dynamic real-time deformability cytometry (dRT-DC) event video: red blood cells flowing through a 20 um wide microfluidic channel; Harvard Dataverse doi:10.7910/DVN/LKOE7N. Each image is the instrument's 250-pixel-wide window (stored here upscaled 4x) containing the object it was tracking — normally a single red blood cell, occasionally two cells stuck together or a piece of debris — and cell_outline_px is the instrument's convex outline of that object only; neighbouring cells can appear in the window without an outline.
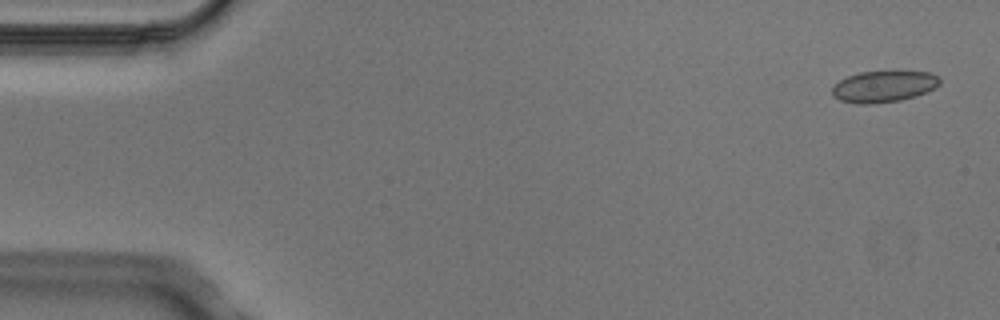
{"species": "Egyptian fruit bat (a non-hibernating species)", "species_latin": "Rousettus aegyptiacus", "temperature_condition": "cold", "stored_images_in_passage": 8, "camera_frame_rate_fps": 3000, "um_per_image_px": 0.085, "animal": {"sex": "male"}, "frame": {"image": 1, "passage_image": 1, "time_ms": 0.0, "image_size_px": [1000, 320], "cell_outline_px": [[940, 84], [916, 96], [900, 100], [872, 104], [856, 104], [840, 100], [832, 96], [832, 88], [840, 80], [848, 76], [860, 72], [928, 72], [936, 76], [940, 80]], "centroid_in_image_um": [75.06, 7.37], "position_along_channel_um": 9.9, "area_um2": 19.36}}
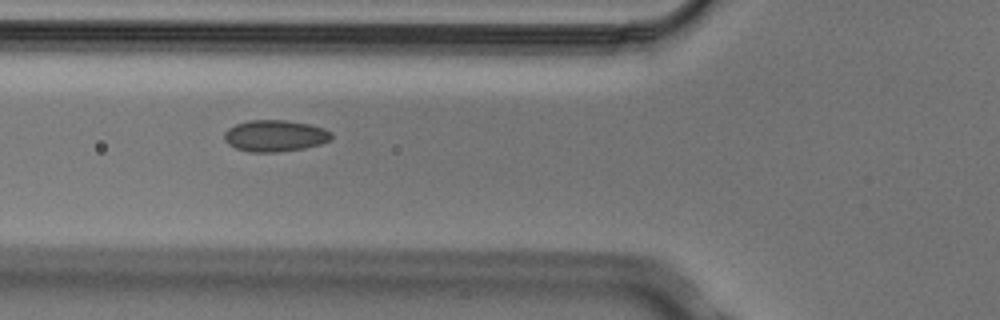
{"frame": {"image": 2, "passage_image": 5, "time_ms": 1.333, "image_size_px": [1000, 320], "cell_outline_px": [[332, 140], [320, 144], [304, 148], [276, 152], [248, 152], [236, 148], [228, 144], [224, 140], [224, 132], [228, 128], [236, 124], [248, 120], [288, 120], [312, 124], [324, 128], [332, 132]], "centroid_in_image_um": [23.39, 11.53], "position_along_channel_um": 102.4, "area_um2": 19.94}}
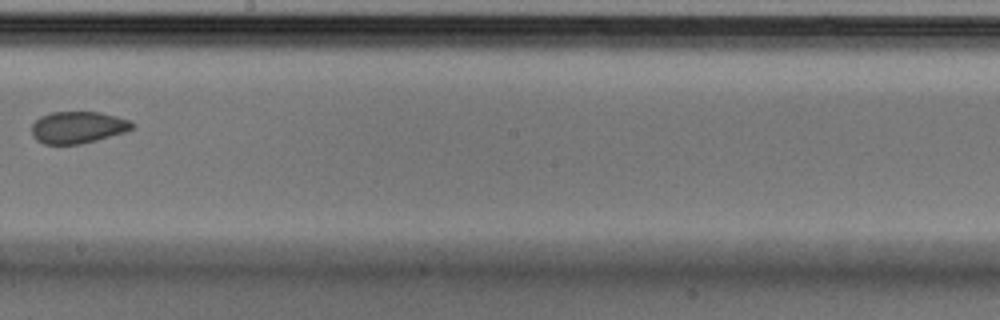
{"frame": {"image": 3, "passage_image": 8, "time_ms": 2.333, "image_size_px": [1000, 320], "cell_outline_px": [[136, 124], [132, 128], [124, 132], [96, 140], [80, 144], [44, 144], [36, 140], [32, 136], [32, 124], [40, 116], [52, 112], [100, 112], [116, 116], [128, 120]], "centroid_in_image_um": [6.59, 10.82], "position_along_channel_um": 241.6, "area_um2": 18.61}}